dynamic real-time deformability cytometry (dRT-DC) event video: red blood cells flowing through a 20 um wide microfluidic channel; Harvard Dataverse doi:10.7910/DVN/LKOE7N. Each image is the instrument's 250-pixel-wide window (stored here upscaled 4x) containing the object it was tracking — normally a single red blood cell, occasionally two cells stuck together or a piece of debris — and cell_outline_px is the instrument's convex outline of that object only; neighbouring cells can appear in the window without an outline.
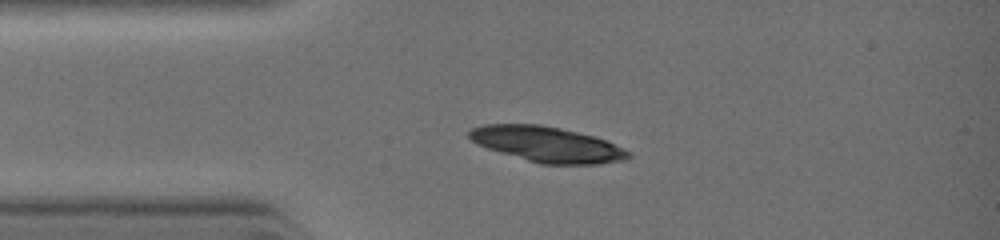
{"species": "common noctule bat (a hibernating species)", "species_latin": "Nyctalus noctula", "temperature_condition": "warm", "stored_images_in_passage": 7, "camera_frame_rate_fps": 3000, "um_per_image_px": 0.085, "animal": {"sex": "female", "body_mass_g": 19.0, "forearm_length_mm": 51.5}, "frame": {"image": 1, "passage_image": 5, "time_ms": 1.667, "image_size_px": [1000, 240], "cell_outline_px": [[632, 156], [624, 160], [600, 164], [540, 164], [500, 152], [476, 144], [468, 136], [468, 132], [472, 128], [484, 124], [540, 124], [560, 128], [592, 136], [604, 140], [628, 152]], "centroid_in_image_um": [46.45, 12.27], "position_along_channel_um": 38.5, "area_um2": 32.43}}